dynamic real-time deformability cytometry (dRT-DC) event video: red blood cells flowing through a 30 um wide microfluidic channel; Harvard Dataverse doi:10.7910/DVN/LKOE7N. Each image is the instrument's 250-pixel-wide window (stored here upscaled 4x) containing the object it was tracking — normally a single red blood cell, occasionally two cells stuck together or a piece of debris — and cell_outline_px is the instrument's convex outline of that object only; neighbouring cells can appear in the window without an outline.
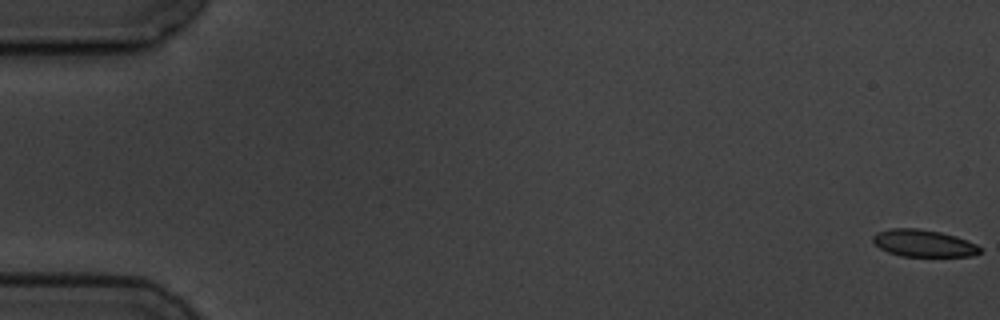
{"species": "common noctule bat (a hibernating species)", "species_latin": "Nyctalus noctula", "temperature_condition": "cold", "stored_images_in_passage": 6, "camera_frame_rate_fps": 3000, "um_per_image_px": 0.085, "animal": {"sex": "male", "body_mass_g": 19.5, "forearm_length_mm": 54.6}, "frame": {"image": 1, "passage_image": 1, "time_ms": 0.0, "image_size_px": [1000, 320], "cell_outline_px": [[980, 252], [972, 256], [900, 256], [888, 252], [880, 248], [872, 240], [872, 236], [876, 232], [888, 228], [920, 228], [940, 232], [956, 236], [976, 244], [980, 248]], "centroid_in_image_um": [78.46, 20.66], "position_along_channel_um": 6.5, "area_um2": 16.94}}
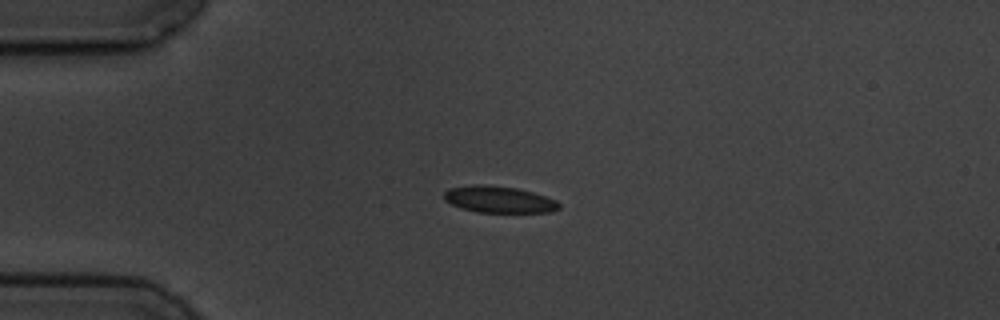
{"frame": {"image": 2, "passage_image": 5, "time_ms": 4.667, "image_size_px": [1000, 320], "cell_outline_px": [[560, 208], [552, 212], [476, 212], [452, 204], [444, 200], [444, 192], [448, 188], [472, 184], [484, 184], [516, 188], [532, 192], [556, 200], [560, 204]], "centroid_in_image_um": [42.4, 16.94], "position_along_channel_um": 42.6, "area_um2": 17.8}}